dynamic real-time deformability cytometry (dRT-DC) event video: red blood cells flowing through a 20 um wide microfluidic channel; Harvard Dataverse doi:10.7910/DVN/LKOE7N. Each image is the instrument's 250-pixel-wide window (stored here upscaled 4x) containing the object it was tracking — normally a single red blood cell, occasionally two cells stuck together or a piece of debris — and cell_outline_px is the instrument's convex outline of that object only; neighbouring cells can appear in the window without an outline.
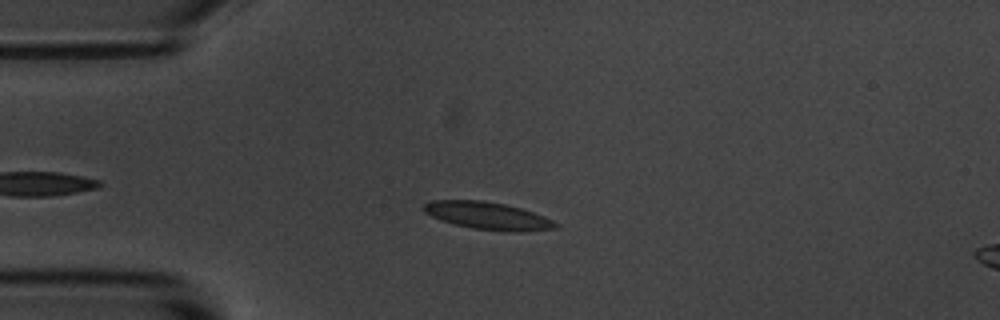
{"species": "common noctule bat (a hibernating species)", "species_latin": "Nyctalus noctula", "temperature_condition": "room temperature", "stored_images_in_passage": 47, "camera_frame_rate_fps": 3000, "um_per_image_px": 0.085, "animal": {"sex": "male", "body_mass_g": 20.1, "forearm_length_mm": 53.5}, "frame": {"image": 1, "passage_image": 9, "time_ms": 2.667, "image_size_px": [1000, 320], "cell_outline_px": [[560, 224], [556, 228], [520, 232], [504, 232], [472, 228], [452, 224], [440, 220], [424, 212], [420, 208], [424, 204], [432, 200], [484, 200], [504, 204], [520, 208], [544, 216]], "centroid_in_image_um": [41.43, 18.34], "position_along_channel_um": 43.6, "area_um2": 21.33}}
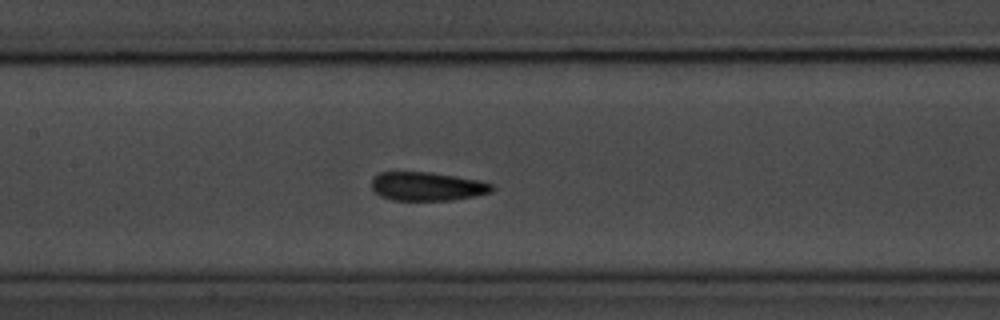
{"frame": {"image": 2, "passage_image": 21, "time_ms": 6.667, "image_size_px": [1000, 320], "cell_outline_px": [[496, 188], [492, 192], [476, 196], [452, 200], [392, 200], [380, 196], [372, 188], [372, 180], [380, 172], [428, 172], [456, 176], [480, 180], [492, 184]], "centroid_in_image_um": [36.36, 15.85], "position_along_channel_um": 171.0, "area_um2": 20.17}}
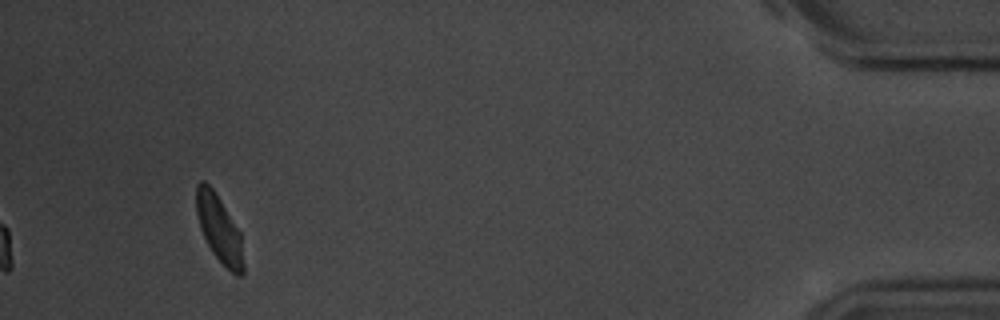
{"frame": {"image": 3, "passage_image": 47, "time_ms": 15.333, "image_size_px": [1000, 320], "cell_outline_px": [[244, 272], [240, 276], [236, 276], [212, 252], [200, 228], [196, 212], [196, 184], [200, 180], [204, 180], [212, 188], [220, 200], [240, 232], [244, 264]], "centroid_in_image_um": [18.62, 19.44], "position_along_channel_um": 416.6, "area_um2": 18.15}, "authors_computed_cell_mechanics": {"area_um2": 19.9988, "velocity_mm_per_s": 3.6564, "shape_relaxation_time_tau1_ms": 2.9488, "shape_relaxation_time_tau2_ms": 1.9588, "deformation_change_tau1": 0.1091, "deformation_change_tau2": 0.0892}}